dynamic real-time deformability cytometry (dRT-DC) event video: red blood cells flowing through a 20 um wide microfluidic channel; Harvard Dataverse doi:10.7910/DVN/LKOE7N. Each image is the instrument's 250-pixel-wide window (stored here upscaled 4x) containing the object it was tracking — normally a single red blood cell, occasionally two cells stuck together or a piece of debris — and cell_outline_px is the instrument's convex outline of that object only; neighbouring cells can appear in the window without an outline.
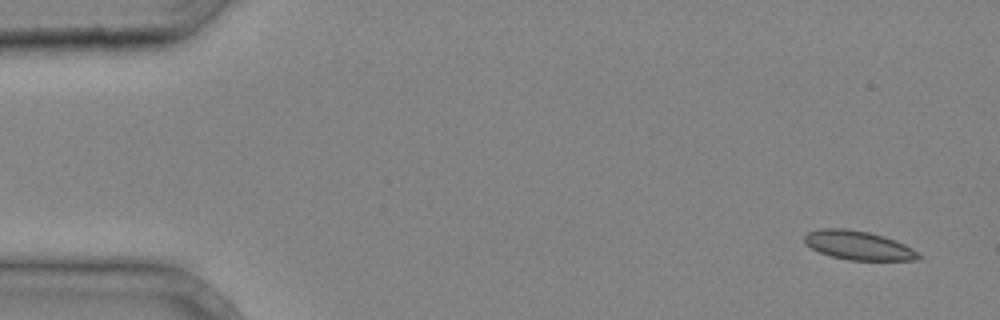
{"species": "common noctule bat (a hibernating species)", "species_latin": "Nyctalus noctula", "temperature_condition": "cold", "stored_images_in_passage": 4, "camera_frame_rate_fps": 3000, "um_per_image_px": 0.085, "animal": {"sex": "male", "body_mass_g": 20.4}, "frame": {"image": 1, "passage_image": 1, "time_ms": 0.0, "image_size_px": [1000, 320], "cell_outline_px": [[920, 260], [848, 260], [832, 256], [820, 252], [804, 244], [804, 236], [808, 232], [820, 228], [844, 228], [868, 232], [884, 236], [904, 244], [920, 252]], "centroid_in_image_um": [72.96, 20.85], "position_along_channel_um": 12.0, "area_um2": 19.25}}